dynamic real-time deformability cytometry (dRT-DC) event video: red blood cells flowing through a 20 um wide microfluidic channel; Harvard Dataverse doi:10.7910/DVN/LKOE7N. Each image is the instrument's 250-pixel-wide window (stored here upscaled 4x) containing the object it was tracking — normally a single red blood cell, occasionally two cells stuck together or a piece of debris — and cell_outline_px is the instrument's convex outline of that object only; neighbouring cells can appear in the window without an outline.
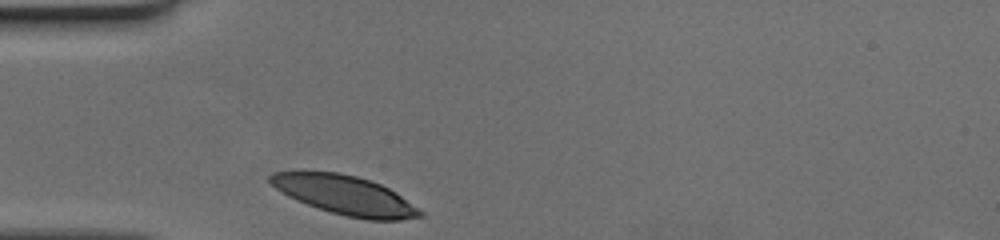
{"species": "human", "species_latin": "Homo sapiens", "temperature_condition": "cold", "stored_images_in_passage": 26, "camera_frame_rate_fps": 3000, "um_per_image_px": 0.085, "donor": {"sex": "female"}, "frame": {"image": 1, "passage_image": 1, "time_ms": 0.0, "image_size_px": [1000, 240], "cell_outline_px": [[424, 216], [400, 220], [368, 220], [348, 216], [332, 212], [296, 200], [288, 196], [276, 188], [268, 180], [268, 176], [272, 172], [304, 168], [340, 172], [356, 176], [380, 184], [396, 192], [424, 212]], "centroid_in_image_um": [29.25, 16.53], "position_along_channel_um": 55.7, "area_um2": 34.74}}
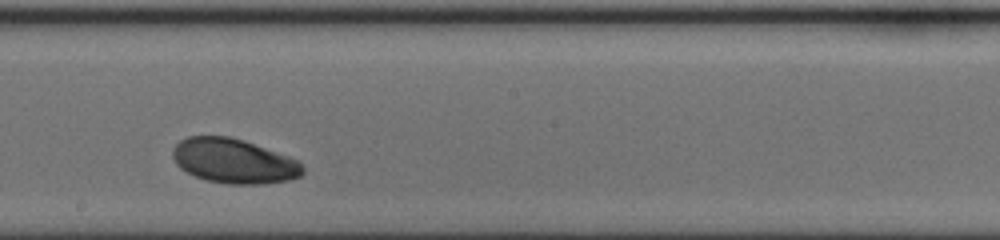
{"frame": {"image": 2, "passage_image": 15, "time_ms": 4.667, "image_size_px": [1000, 240], "cell_outline_px": [[304, 172], [300, 176], [292, 180], [260, 184], [228, 184], [204, 180], [180, 168], [176, 164], [172, 156], [172, 148], [180, 140], [188, 136], [228, 136], [288, 156], [296, 160], [304, 168]], "centroid_in_image_um": [19.84, 13.7], "position_along_channel_um": 228.4, "area_um2": 33.58}}
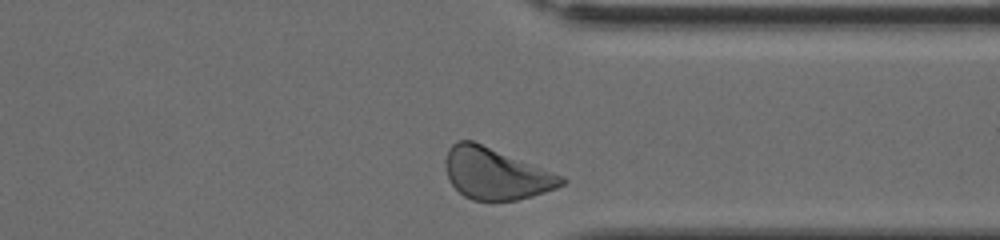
{"frame": {"image": 3, "passage_image": 26, "time_ms": 8.333, "image_size_px": [1000, 240], "cell_outline_px": [[568, 180], [564, 184], [556, 188], [532, 196], [516, 200], [492, 204], [472, 200], [464, 196], [448, 180], [444, 168], [444, 160], [448, 148], [456, 140], [472, 140], [564, 176]], "centroid_in_image_um": [42.11, 14.79], "position_along_channel_um": 369.3, "area_um2": 35.49}}